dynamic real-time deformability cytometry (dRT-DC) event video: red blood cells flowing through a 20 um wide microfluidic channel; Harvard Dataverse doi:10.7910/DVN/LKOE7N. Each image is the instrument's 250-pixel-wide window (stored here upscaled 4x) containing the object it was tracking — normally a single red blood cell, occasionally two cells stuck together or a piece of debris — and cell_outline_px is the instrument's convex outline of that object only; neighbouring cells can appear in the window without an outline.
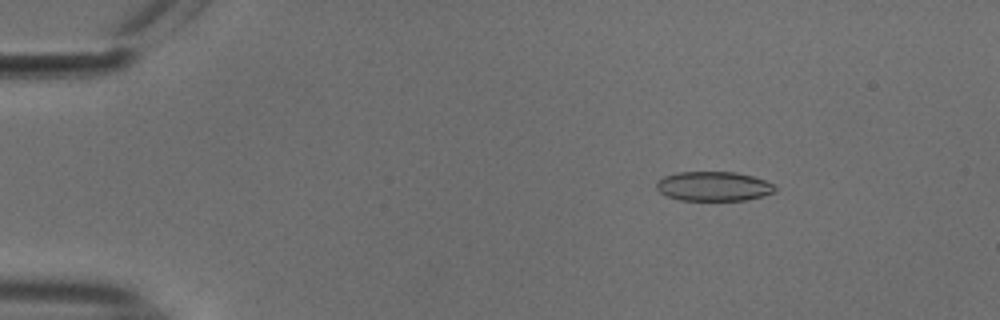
{"species": "common noctule bat (a hibernating species)", "species_latin": "Nyctalus noctula", "temperature_condition": "cold", "stored_images_in_passage": 49, "camera_frame_rate_fps": 3000, "um_per_image_px": 0.085, "animal": {"sex": "male", "body_mass_g": 18.8}, "frame": {"image": 1, "passage_image": 3, "time_ms": 0.667, "image_size_px": [1000, 320], "cell_outline_px": [[776, 192], [744, 200], [680, 200], [668, 196], [660, 192], [656, 188], [656, 184], [664, 176], [676, 172], [736, 172], [752, 176], [764, 180], [772, 184], [776, 188]], "centroid_in_image_um": [60.64, 15.83], "position_along_channel_um": 24.4, "area_um2": 20.17}}
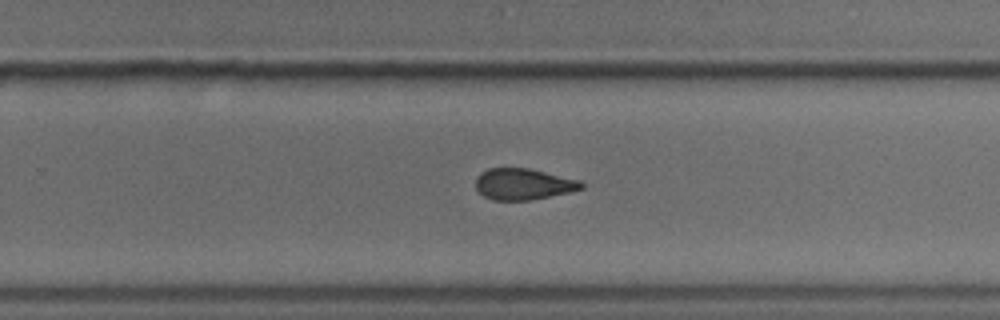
{"frame": {"image": 2, "passage_image": 30, "time_ms": 9.667, "image_size_px": [1000, 320], "cell_outline_px": [[584, 188], [572, 192], [532, 200], [492, 200], [484, 196], [476, 188], [476, 176], [480, 172], [488, 168], [528, 168], [580, 180], [584, 184]], "centroid_in_image_um": [44.49, 15.65], "position_along_channel_um": 285.3, "area_um2": 19.42}}
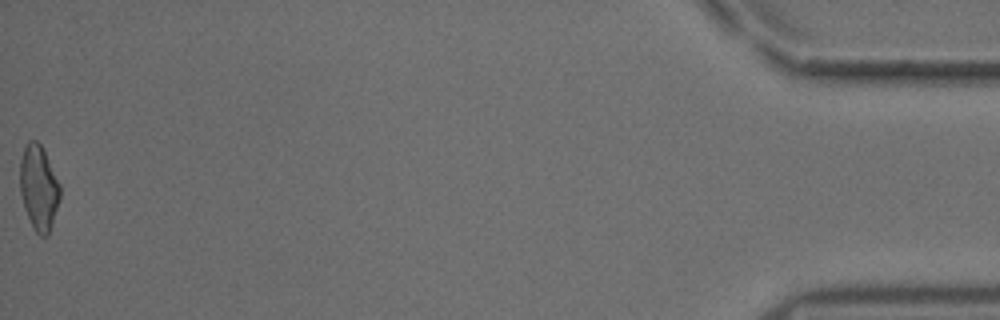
{"frame": {"image": 3, "passage_image": 49, "time_ms": 16.0, "image_size_px": [1000, 320], "cell_outline_px": [[60, 200], [48, 236], [40, 236], [32, 228], [24, 208], [20, 192], [20, 160], [24, 148], [28, 140], [36, 140], [44, 148], [60, 184]], "centroid_in_image_um": [3.3, 15.95], "position_along_channel_um": 431.9, "area_um2": 20.11}, "authors_computed_cell_mechanics": {"area_um2": 20.1722, "velocity_mm_per_s": 3.7685, "shape_relaxation_time_tau1_ms": null, "shape_relaxation_time_tau2_ms": 2.7782, "deformation_change_tau1": null, "deformation_change_tau2": 0.0895}}